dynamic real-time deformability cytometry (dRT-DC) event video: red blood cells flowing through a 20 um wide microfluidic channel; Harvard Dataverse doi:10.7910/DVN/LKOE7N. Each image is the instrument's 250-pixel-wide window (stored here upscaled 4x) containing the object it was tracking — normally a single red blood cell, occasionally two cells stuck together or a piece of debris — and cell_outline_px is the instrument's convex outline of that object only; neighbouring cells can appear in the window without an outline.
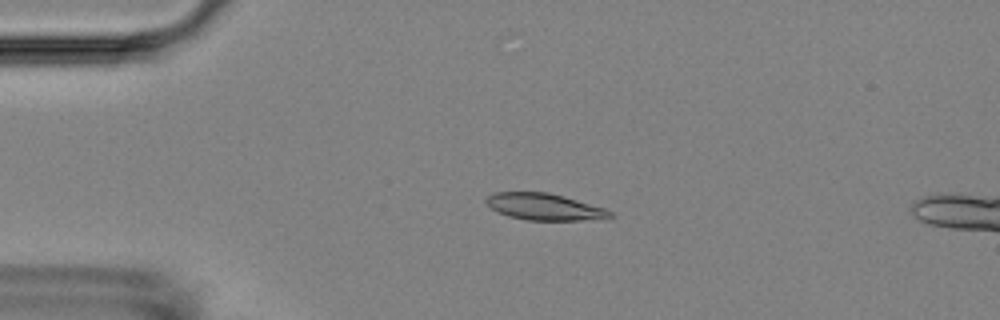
{"species": "Egyptian fruit bat (a non-hibernating species)", "species_latin": "Rousettus aegyptiacus", "temperature_condition": "room temperature", "stored_images_in_passage": 6, "camera_frame_rate_fps": 3000, "um_per_image_px": 0.085, "animal": {"sex": "female"}, "frame": {"image": 1, "passage_image": 4, "time_ms": 3.333, "image_size_px": [1000, 320], "cell_outline_px": [[616, 216], [608, 220], [528, 220], [508, 216], [496, 212], [484, 200], [492, 192], [548, 192], [564, 196], [604, 208], [612, 212]], "centroid_in_image_um": [46.33, 17.59], "position_along_channel_um": 38.7, "area_um2": 19.54}}